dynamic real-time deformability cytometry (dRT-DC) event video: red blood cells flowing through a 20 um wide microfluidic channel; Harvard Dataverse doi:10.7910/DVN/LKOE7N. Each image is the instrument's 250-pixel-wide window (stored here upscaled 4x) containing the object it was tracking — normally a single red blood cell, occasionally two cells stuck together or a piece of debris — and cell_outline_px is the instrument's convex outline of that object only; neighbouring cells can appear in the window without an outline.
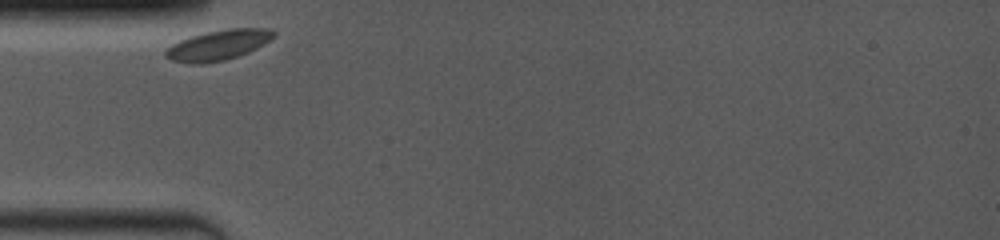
{"species": "common noctule bat (a hibernating species)", "species_latin": "Nyctalus noctula", "temperature_condition": "room temperature", "stored_images_in_passage": 33, "camera_frame_rate_fps": 4000, "um_per_image_px": 0.085, "animal": {"sex": "female", "body_mass_g": 19.0, "forearm_length_mm": 53.3}, "frame": {"image": 1, "passage_image": 1, "time_ms": 0.0, "image_size_px": [1000, 240], "cell_outline_px": [[276, 36], [264, 44], [248, 52], [224, 60], [204, 64], [192, 64], [172, 60], [164, 56], [164, 52], [172, 44], [180, 40], [192, 36], [208, 32], [228, 28], [268, 28], [276, 32]], "centroid_in_image_um": [18.56, 3.83], "position_along_channel_um": 66.4, "area_um2": 18.96}}
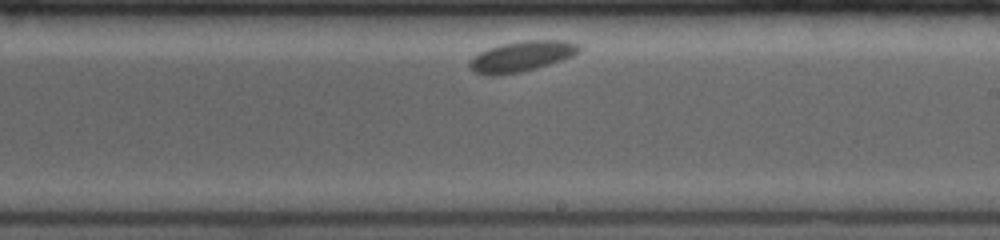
{"frame": {"image": 2, "passage_image": 20, "time_ms": 5.25, "image_size_px": [1000, 240], "cell_outline_px": [[580, 52], [572, 56], [536, 68], [520, 72], [496, 76], [484, 76], [472, 72], [468, 68], [468, 60], [480, 52], [488, 48], [500, 44], [520, 40], [564, 40], [576, 44], [580, 48]], "centroid_in_image_um": [44.24, 4.8], "position_along_channel_um": 244.8, "area_um2": 19.71}}
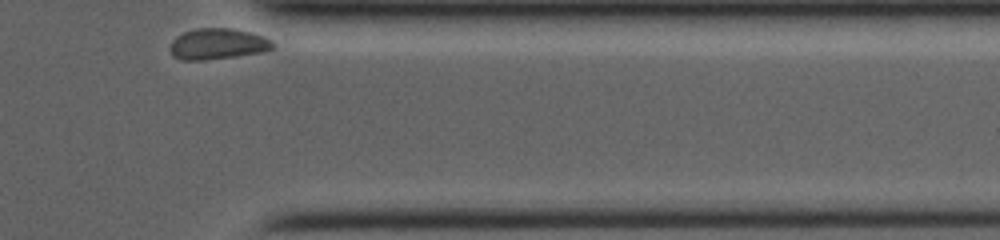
{"frame": {"image": 3, "passage_image": 33, "time_ms": 9.5, "image_size_px": [1000, 240], "cell_outline_px": [[276, 44], [272, 48], [260, 52], [236, 56], [204, 60], [180, 60], [172, 56], [172, 40], [176, 36], [184, 32], [196, 28], [232, 28], [252, 32], [264, 36], [272, 40]], "centroid_in_image_um": [18.53, 3.72], "position_along_channel_um": 392.9, "area_um2": 18.55}}